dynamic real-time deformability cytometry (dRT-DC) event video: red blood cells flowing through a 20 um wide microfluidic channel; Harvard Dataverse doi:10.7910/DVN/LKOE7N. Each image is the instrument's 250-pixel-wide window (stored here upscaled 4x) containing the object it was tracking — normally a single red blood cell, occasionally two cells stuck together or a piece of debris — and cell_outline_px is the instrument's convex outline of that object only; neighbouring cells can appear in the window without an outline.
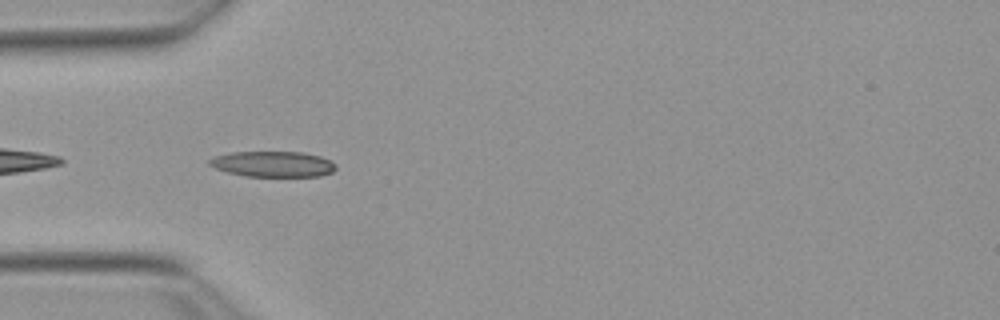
{"species": "Egyptian fruit bat (a non-hibernating species)", "species_latin": "Rousettus aegyptiacus", "temperature_condition": "warm", "stored_images_in_passage": 6, "camera_frame_rate_fps": 3000, "um_per_image_px": 0.085, "animal": {"sex": "female"}, "frame": {"image": 1, "passage_image": 2, "time_ms": 0.333, "image_size_px": [1000, 320], "cell_outline_px": [[336, 168], [332, 172], [320, 176], [244, 176], [228, 172], [216, 168], [208, 164], [208, 160], [216, 156], [232, 152], [304, 152], [320, 156], [336, 164]], "centroid_in_image_um": [23.21, 13.94], "position_along_channel_um": 61.8, "area_um2": 18.79}}